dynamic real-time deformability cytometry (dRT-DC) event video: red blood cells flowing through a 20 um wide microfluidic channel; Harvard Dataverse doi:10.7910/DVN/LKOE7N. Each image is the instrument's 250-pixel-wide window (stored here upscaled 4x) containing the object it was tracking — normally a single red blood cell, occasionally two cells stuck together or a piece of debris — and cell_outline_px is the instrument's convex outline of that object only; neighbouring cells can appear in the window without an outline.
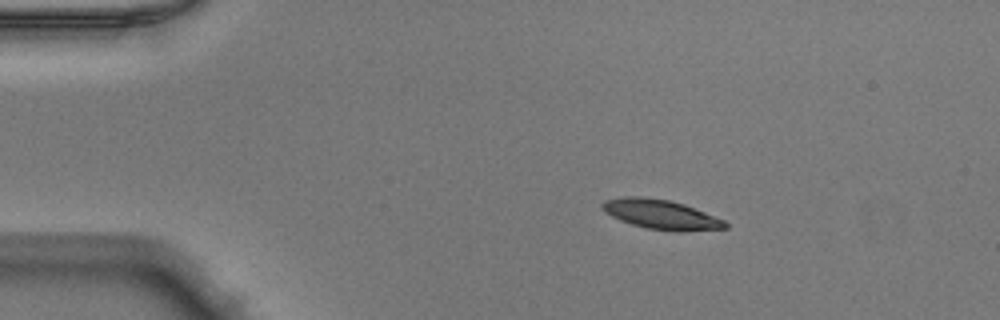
{"species": "Egyptian fruit bat (a non-hibernating species)", "species_latin": "Rousettus aegyptiacus", "temperature_condition": "warm", "stored_images_in_passage": 43, "camera_frame_rate_fps": 3000, "um_per_image_px": 0.085, "animal": {"sex": "male"}, "frame": {"image": 1, "passage_image": 1, "time_ms": 0.0, "image_size_px": [1000, 320], "cell_outline_px": [[728, 228], [680, 232], [672, 232], [648, 228], [632, 224], [620, 220], [604, 212], [600, 208], [600, 204], [604, 200], [624, 196], [644, 196], [668, 200], [684, 204], [724, 220], [728, 224]], "centroid_in_image_um": [56.16, 18.23], "position_along_channel_um": 28.8, "area_um2": 21.33}}
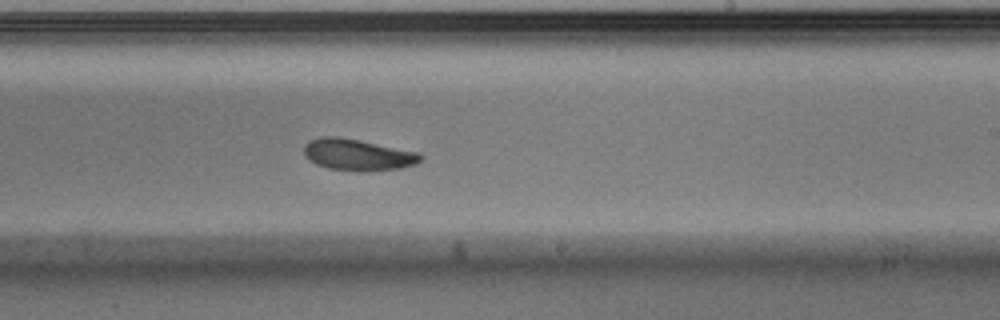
{"frame": {"image": 2, "passage_image": 23, "time_ms": 7.333, "image_size_px": [1000, 320], "cell_outline_px": [[424, 156], [416, 164], [400, 168], [360, 172], [328, 168], [316, 164], [308, 160], [304, 156], [304, 144], [308, 140], [320, 136], [336, 136], [360, 140], [420, 152]], "centroid_in_image_um": [30.39, 13.15], "position_along_channel_um": 258.6, "area_um2": 21.73}}
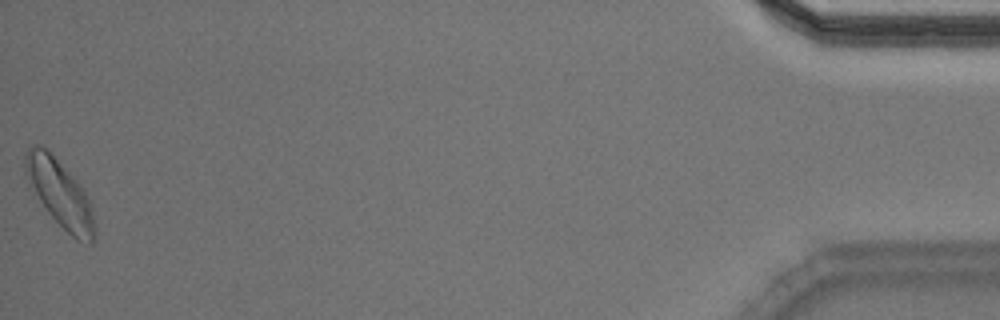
{"frame": {"image": 3, "passage_image": 43, "time_ms": 14.0, "image_size_px": [1000, 320], "cell_outline_px": [[96, 232], [92, 244], [76, 240], [48, 212], [28, 188], [24, 172], [24, 156], [28, 148], [32, 144], [36, 144], [44, 148], [84, 188], [88, 196], [96, 228]], "centroid_in_image_um": [5.06, 16.46], "position_along_channel_um": 430.1, "area_um2": 27.11}, "authors_computed_cell_mechanics": {"area_um2": 21.6172, "velocity_mm_per_s": 3.9782, "shape_relaxation_time_tau1_ms": 3.0785, "shape_relaxation_time_tau2_ms": 6.0605, "deformation_change_tau1": 0.1361, "deformation_change_tau2": 0.1264}}